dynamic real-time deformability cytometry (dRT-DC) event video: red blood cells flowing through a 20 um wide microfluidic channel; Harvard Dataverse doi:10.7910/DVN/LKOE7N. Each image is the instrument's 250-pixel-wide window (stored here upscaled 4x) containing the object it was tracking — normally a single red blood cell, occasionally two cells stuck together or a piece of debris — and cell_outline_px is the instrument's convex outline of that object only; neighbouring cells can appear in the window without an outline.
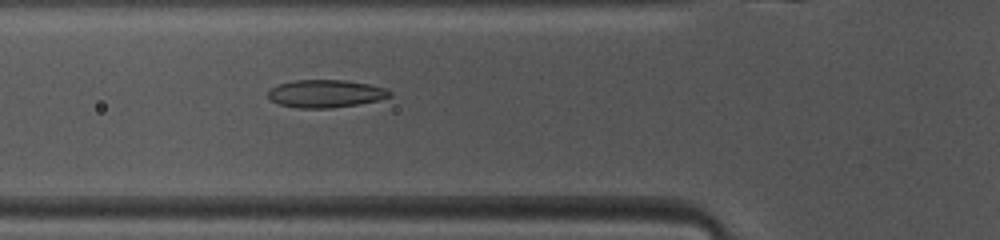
{"species": "common noctule bat (a hibernating species)", "species_latin": "Nyctalus noctula", "temperature_condition": "warm", "stored_images_in_passage": 47, "camera_frame_rate_fps": 3000, "um_per_image_px": 0.085, "animal": {"sex": "female", "body_mass_g": 10.0, "forearm_length_mm": 53.1}, "frame": {"image": 1, "passage_image": 15, "time_ms": 4.667, "image_size_px": [1000, 240], "cell_outline_px": [[392, 96], [380, 100], [332, 108], [300, 108], [280, 104], [272, 100], [268, 96], [268, 92], [272, 88], [280, 84], [292, 80], [344, 80], [368, 84], [384, 88], [392, 92]], "centroid_in_image_um": [27.7, 7.96], "position_along_channel_um": 98.1, "area_um2": 19.48}}
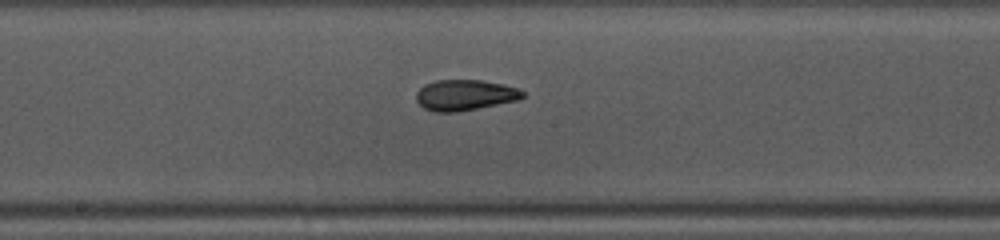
{"frame": {"image": 2, "passage_image": 23, "time_ms": 7.333, "image_size_px": [1000, 240], "cell_outline_px": [[524, 96], [520, 100], [456, 112], [432, 112], [424, 108], [416, 100], [416, 92], [424, 84], [436, 80], [480, 80], [504, 84], [520, 88], [524, 92]], "centroid_in_image_um": [39.53, 8.08], "position_along_channel_um": 208.7, "area_um2": 19.25}}
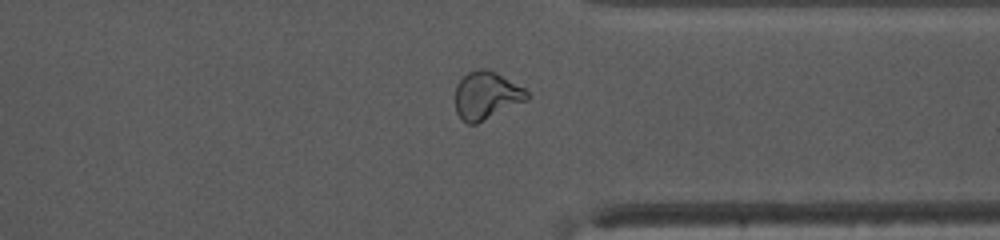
{"frame": {"image": 3, "passage_image": 35, "time_ms": 11.333, "image_size_px": [1000, 240], "cell_outline_px": [[532, 96], [528, 100], [476, 124], [468, 124], [456, 112], [456, 84], [468, 72], [476, 68], [484, 68], [496, 72], [524, 88]], "centroid_in_image_um": [41.37, 8.1], "position_along_channel_um": 370.0, "area_um2": 20.0}, "authors_computed_cell_mechanics": {"area_um2": 19.652, "velocity_mm_per_s": 4.1185, "shape_relaxation_time_tau1_ms": 5.138, "shape_relaxation_time_tau2_ms": 2.0803, "deformation_change_tau1": 0.1779, "deformation_change_tau2": 0.0881}}